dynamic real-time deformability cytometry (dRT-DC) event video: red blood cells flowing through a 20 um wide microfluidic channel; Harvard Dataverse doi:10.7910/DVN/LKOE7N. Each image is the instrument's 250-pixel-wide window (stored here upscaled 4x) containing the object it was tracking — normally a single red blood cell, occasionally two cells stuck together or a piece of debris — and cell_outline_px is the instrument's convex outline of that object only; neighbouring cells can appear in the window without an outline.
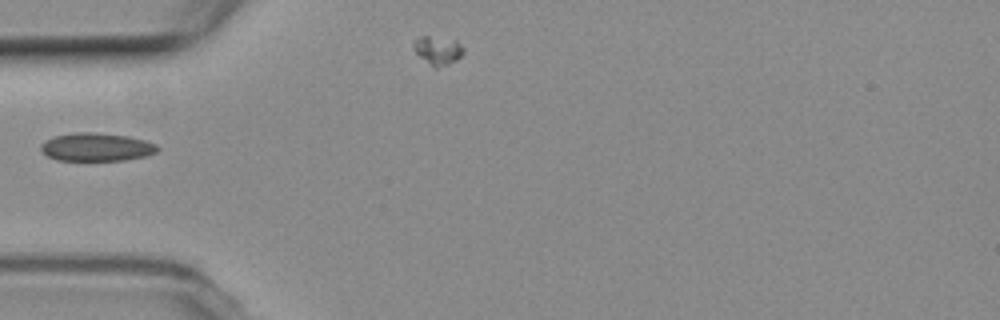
{"species": "common noctule bat (a hibernating species)", "species_latin": "Nyctalus noctula", "temperature_condition": "room temperature", "stored_images_in_passage": 5, "camera_frame_rate_fps": 3000, "um_per_image_px": 0.085, "animal": {"sex": "female", "body_mass_g": 19.3, "forearm_length_mm": 54.1}, "frame": {"image": 1, "passage_image": 4, "time_ms": 5.667, "image_size_px": [1000, 320], "cell_outline_px": [[160, 148], [156, 152], [148, 156], [124, 160], [56, 160], [40, 152], [40, 144], [44, 140], [52, 136], [76, 132], [92, 132], [128, 136], [144, 140], [156, 144]], "centroid_in_image_um": [8.17, 12.5], "position_along_channel_um": 76.8, "area_um2": 19.36}}